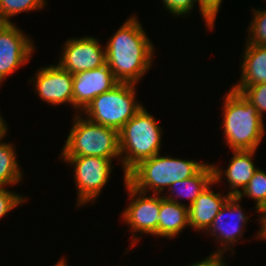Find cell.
<instances>
[{"label":"cell","mask_w":266,"mask_h":266,"mask_svg":"<svg viewBox=\"0 0 266 266\" xmlns=\"http://www.w3.org/2000/svg\"><path fill=\"white\" fill-rule=\"evenodd\" d=\"M12 143L0 142V186L15 185L22 179Z\"/></svg>","instance_id":"obj_19"},{"label":"cell","mask_w":266,"mask_h":266,"mask_svg":"<svg viewBox=\"0 0 266 266\" xmlns=\"http://www.w3.org/2000/svg\"><path fill=\"white\" fill-rule=\"evenodd\" d=\"M54 266H68L66 261H65V258H62L60 259V261H58V263H56V265Z\"/></svg>","instance_id":"obj_30"},{"label":"cell","mask_w":266,"mask_h":266,"mask_svg":"<svg viewBox=\"0 0 266 266\" xmlns=\"http://www.w3.org/2000/svg\"><path fill=\"white\" fill-rule=\"evenodd\" d=\"M251 197L256 201V210L259 214L266 210V172L259 168L255 171L246 187L240 191L238 198Z\"/></svg>","instance_id":"obj_20"},{"label":"cell","mask_w":266,"mask_h":266,"mask_svg":"<svg viewBox=\"0 0 266 266\" xmlns=\"http://www.w3.org/2000/svg\"><path fill=\"white\" fill-rule=\"evenodd\" d=\"M163 3L167 10L172 15H188L191 9L195 7L194 4H199L198 0H163Z\"/></svg>","instance_id":"obj_26"},{"label":"cell","mask_w":266,"mask_h":266,"mask_svg":"<svg viewBox=\"0 0 266 266\" xmlns=\"http://www.w3.org/2000/svg\"><path fill=\"white\" fill-rule=\"evenodd\" d=\"M223 261V254L212 253L208 258L201 262H194L190 266H227Z\"/></svg>","instance_id":"obj_27"},{"label":"cell","mask_w":266,"mask_h":266,"mask_svg":"<svg viewBox=\"0 0 266 266\" xmlns=\"http://www.w3.org/2000/svg\"><path fill=\"white\" fill-rule=\"evenodd\" d=\"M25 201L24 197L0 186V219Z\"/></svg>","instance_id":"obj_24"},{"label":"cell","mask_w":266,"mask_h":266,"mask_svg":"<svg viewBox=\"0 0 266 266\" xmlns=\"http://www.w3.org/2000/svg\"><path fill=\"white\" fill-rule=\"evenodd\" d=\"M66 163L74 164V177L78 190L77 206L96 201L102 188L107 184L112 167V160L93 157H62Z\"/></svg>","instance_id":"obj_7"},{"label":"cell","mask_w":266,"mask_h":266,"mask_svg":"<svg viewBox=\"0 0 266 266\" xmlns=\"http://www.w3.org/2000/svg\"><path fill=\"white\" fill-rule=\"evenodd\" d=\"M211 184L198 196L189 206V227L197 231H207L213 219L217 216L221 208L231 197L229 194L223 196L212 191Z\"/></svg>","instance_id":"obj_14"},{"label":"cell","mask_w":266,"mask_h":266,"mask_svg":"<svg viewBox=\"0 0 266 266\" xmlns=\"http://www.w3.org/2000/svg\"><path fill=\"white\" fill-rule=\"evenodd\" d=\"M233 90L240 92L257 109L263 118L266 111V83L254 84L252 86H233Z\"/></svg>","instance_id":"obj_22"},{"label":"cell","mask_w":266,"mask_h":266,"mask_svg":"<svg viewBox=\"0 0 266 266\" xmlns=\"http://www.w3.org/2000/svg\"><path fill=\"white\" fill-rule=\"evenodd\" d=\"M119 82L107 64L73 75V107L83 112L98 95L108 92Z\"/></svg>","instance_id":"obj_11"},{"label":"cell","mask_w":266,"mask_h":266,"mask_svg":"<svg viewBox=\"0 0 266 266\" xmlns=\"http://www.w3.org/2000/svg\"><path fill=\"white\" fill-rule=\"evenodd\" d=\"M135 84L118 83L95 97L83 111L90 121L120 130L142 107L136 102Z\"/></svg>","instance_id":"obj_6"},{"label":"cell","mask_w":266,"mask_h":266,"mask_svg":"<svg viewBox=\"0 0 266 266\" xmlns=\"http://www.w3.org/2000/svg\"><path fill=\"white\" fill-rule=\"evenodd\" d=\"M45 0H0V22H11L9 19L16 14L41 9Z\"/></svg>","instance_id":"obj_21"},{"label":"cell","mask_w":266,"mask_h":266,"mask_svg":"<svg viewBox=\"0 0 266 266\" xmlns=\"http://www.w3.org/2000/svg\"><path fill=\"white\" fill-rule=\"evenodd\" d=\"M124 183L132 201L122 212V219L124 218V221L130 226L129 228L132 229V237L136 235L135 232L158 236L160 194L147 197L146 193L132 187L126 178H124Z\"/></svg>","instance_id":"obj_8"},{"label":"cell","mask_w":266,"mask_h":266,"mask_svg":"<svg viewBox=\"0 0 266 266\" xmlns=\"http://www.w3.org/2000/svg\"><path fill=\"white\" fill-rule=\"evenodd\" d=\"M243 55L241 80L234 86L266 83V46L246 44Z\"/></svg>","instance_id":"obj_18"},{"label":"cell","mask_w":266,"mask_h":266,"mask_svg":"<svg viewBox=\"0 0 266 266\" xmlns=\"http://www.w3.org/2000/svg\"><path fill=\"white\" fill-rule=\"evenodd\" d=\"M161 128L144 106L119 130L124 178L139 162L160 152ZM126 152V153H125Z\"/></svg>","instance_id":"obj_4"},{"label":"cell","mask_w":266,"mask_h":266,"mask_svg":"<svg viewBox=\"0 0 266 266\" xmlns=\"http://www.w3.org/2000/svg\"><path fill=\"white\" fill-rule=\"evenodd\" d=\"M240 201L241 200L237 196H231L208 228L207 232L209 231V235L216 237L221 243V249L212 253L224 254L230 245H236L234 243L242 238L244 225L249 216L244 215L245 213H243L238 203ZM225 218L228 220H224Z\"/></svg>","instance_id":"obj_12"},{"label":"cell","mask_w":266,"mask_h":266,"mask_svg":"<svg viewBox=\"0 0 266 266\" xmlns=\"http://www.w3.org/2000/svg\"><path fill=\"white\" fill-rule=\"evenodd\" d=\"M260 224L262 225L259 232H257V237L266 240V210L261 213Z\"/></svg>","instance_id":"obj_28"},{"label":"cell","mask_w":266,"mask_h":266,"mask_svg":"<svg viewBox=\"0 0 266 266\" xmlns=\"http://www.w3.org/2000/svg\"><path fill=\"white\" fill-rule=\"evenodd\" d=\"M6 132H7V125L5 121H3L2 116L0 115V142L5 137Z\"/></svg>","instance_id":"obj_29"},{"label":"cell","mask_w":266,"mask_h":266,"mask_svg":"<svg viewBox=\"0 0 266 266\" xmlns=\"http://www.w3.org/2000/svg\"><path fill=\"white\" fill-rule=\"evenodd\" d=\"M100 42L94 37L68 39L59 65L72 75L99 68L106 64L105 48L100 47Z\"/></svg>","instance_id":"obj_10"},{"label":"cell","mask_w":266,"mask_h":266,"mask_svg":"<svg viewBox=\"0 0 266 266\" xmlns=\"http://www.w3.org/2000/svg\"><path fill=\"white\" fill-rule=\"evenodd\" d=\"M74 117L61 157L93 156L111 160L120 157L118 130L84 119L80 114Z\"/></svg>","instance_id":"obj_5"},{"label":"cell","mask_w":266,"mask_h":266,"mask_svg":"<svg viewBox=\"0 0 266 266\" xmlns=\"http://www.w3.org/2000/svg\"><path fill=\"white\" fill-rule=\"evenodd\" d=\"M255 152L256 150H233V157L224 172L229 183L230 196H238L240 190L237 188L243 190L258 169L252 160Z\"/></svg>","instance_id":"obj_17"},{"label":"cell","mask_w":266,"mask_h":266,"mask_svg":"<svg viewBox=\"0 0 266 266\" xmlns=\"http://www.w3.org/2000/svg\"><path fill=\"white\" fill-rule=\"evenodd\" d=\"M34 78L37 95L51 105L70 103L73 106V75L58 63L40 68Z\"/></svg>","instance_id":"obj_13"},{"label":"cell","mask_w":266,"mask_h":266,"mask_svg":"<svg viewBox=\"0 0 266 266\" xmlns=\"http://www.w3.org/2000/svg\"><path fill=\"white\" fill-rule=\"evenodd\" d=\"M153 50L139 20L132 16L105 45L106 64L118 82L136 85L152 64Z\"/></svg>","instance_id":"obj_1"},{"label":"cell","mask_w":266,"mask_h":266,"mask_svg":"<svg viewBox=\"0 0 266 266\" xmlns=\"http://www.w3.org/2000/svg\"><path fill=\"white\" fill-rule=\"evenodd\" d=\"M228 92L222 112L225 142L232 150H256L265 133L263 118L240 92Z\"/></svg>","instance_id":"obj_2"},{"label":"cell","mask_w":266,"mask_h":266,"mask_svg":"<svg viewBox=\"0 0 266 266\" xmlns=\"http://www.w3.org/2000/svg\"><path fill=\"white\" fill-rule=\"evenodd\" d=\"M33 41L11 22H0V83L30 61Z\"/></svg>","instance_id":"obj_9"},{"label":"cell","mask_w":266,"mask_h":266,"mask_svg":"<svg viewBox=\"0 0 266 266\" xmlns=\"http://www.w3.org/2000/svg\"><path fill=\"white\" fill-rule=\"evenodd\" d=\"M189 226V208L173 196L160 195L158 236L173 238Z\"/></svg>","instance_id":"obj_15"},{"label":"cell","mask_w":266,"mask_h":266,"mask_svg":"<svg viewBox=\"0 0 266 266\" xmlns=\"http://www.w3.org/2000/svg\"><path fill=\"white\" fill-rule=\"evenodd\" d=\"M254 17H252L251 26H249V33L247 44H254L266 46V10H255Z\"/></svg>","instance_id":"obj_23"},{"label":"cell","mask_w":266,"mask_h":266,"mask_svg":"<svg viewBox=\"0 0 266 266\" xmlns=\"http://www.w3.org/2000/svg\"><path fill=\"white\" fill-rule=\"evenodd\" d=\"M206 164L194 160H183L160 153L139 162L126 174V181L135 189L161 194L165 187L196 175Z\"/></svg>","instance_id":"obj_3"},{"label":"cell","mask_w":266,"mask_h":266,"mask_svg":"<svg viewBox=\"0 0 266 266\" xmlns=\"http://www.w3.org/2000/svg\"><path fill=\"white\" fill-rule=\"evenodd\" d=\"M198 1L201 12L200 14H202V17L206 23L205 25L209 29L214 28L213 25L215 23V18L218 14L222 0H198Z\"/></svg>","instance_id":"obj_25"},{"label":"cell","mask_w":266,"mask_h":266,"mask_svg":"<svg viewBox=\"0 0 266 266\" xmlns=\"http://www.w3.org/2000/svg\"><path fill=\"white\" fill-rule=\"evenodd\" d=\"M222 170L214 164H206L196 175L173 183L168 189H171L169 195L176 193L175 196L186 197L189 199V205L198 198V196L210 185L222 181Z\"/></svg>","instance_id":"obj_16"}]
</instances>
